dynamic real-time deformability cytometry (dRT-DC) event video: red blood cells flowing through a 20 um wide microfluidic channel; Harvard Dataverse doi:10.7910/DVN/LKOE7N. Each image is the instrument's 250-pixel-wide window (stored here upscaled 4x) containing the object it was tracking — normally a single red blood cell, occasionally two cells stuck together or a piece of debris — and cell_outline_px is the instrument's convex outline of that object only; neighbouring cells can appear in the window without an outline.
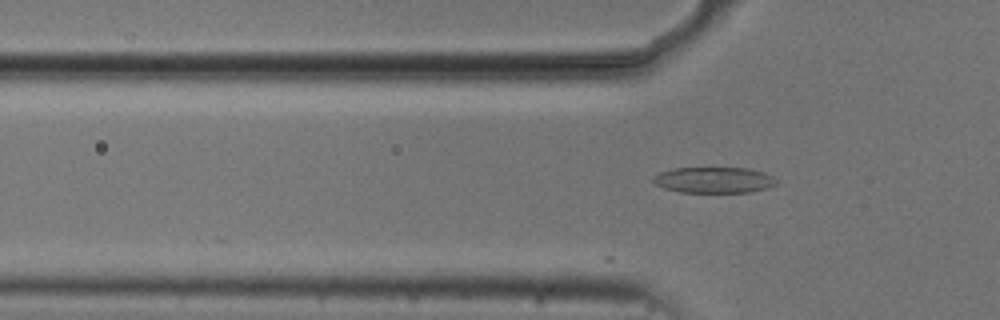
{"species": "common noctule bat (a hibernating species)", "species_latin": "Nyctalus noctula", "temperature_condition": "cold", "stored_images_in_passage": 6, "camera_frame_rate_fps": 3000, "um_per_image_px": 0.085, "animal": {"sex": "male", "body_mass_g": 20.5, "forearm_length_mm": 52.5}, "frame": {"image": 1, "passage_image": 6, "time_ms": 1.667, "image_size_px": [1000, 320], "cell_outline_px": [[780, 180], [776, 184], [764, 188], [748, 192], [680, 192], [664, 188], [656, 184], [652, 180], [652, 176], [660, 172], [676, 168], [748, 168], [764, 172]], "centroid_in_image_um": [60.69, 15.29], "position_along_channel_um": 65.1, "area_um2": 18.55}}